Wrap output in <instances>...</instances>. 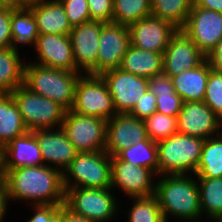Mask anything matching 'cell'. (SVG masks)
Masks as SVG:
<instances>
[{
    "mask_svg": "<svg viewBox=\"0 0 222 222\" xmlns=\"http://www.w3.org/2000/svg\"><path fill=\"white\" fill-rule=\"evenodd\" d=\"M206 57L212 69L222 73V39Z\"/></svg>",
    "mask_w": 222,
    "mask_h": 222,
    "instance_id": "cell-42",
    "label": "cell"
},
{
    "mask_svg": "<svg viewBox=\"0 0 222 222\" xmlns=\"http://www.w3.org/2000/svg\"><path fill=\"white\" fill-rule=\"evenodd\" d=\"M222 222V213L220 214V216L215 220V222Z\"/></svg>",
    "mask_w": 222,
    "mask_h": 222,
    "instance_id": "cell-47",
    "label": "cell"
},
{
    "mask_svg": "<svg viewBox=\"0 0 222 222\" xmlns=\"http://www.w3.org/2000/svg\"><path fill=\"white\" fill-rule=\"evenodd\" d=\"M203 102L222 120V73L210 70Z\"/></svg>",
    "mask_w": 222,
    "mask_h": 222,
    "instance_id": "cell-36",
    "label": "cell"
},
{
    "mask_svg": "<svg viewBox=\"0 0 222 222\" xmlns=\"http://www.w3.org/2000/svg\"><path fill=\"white\" fill-rule=\"evenodd\" d=\"M196 177H222V132L204 141Z\"/></svg>",
    "mask_w": 222,
    "mask_h": 222,
    "instance_id": "cell-29",
    "label": "cell"
},
{
    "mask_svg": "<svg viewBox=\"0 0 222 222\" xmlns=\"http://www.w3.org/2000/svg\"><path fill=\"white\" fill-rule=\"evenodd\" d=\"M151 16V0H113L112 22L129 26Z\"/></svg>",
    "mask_w": 222,
    "mask_h": 222,
    "instance_id": "cell-33",
    "label": "cell"
},
{
    "mask_svg": "<svg viewBox=\"0 0 222 222\" xmlns=\"http://www.w3.org/2000/svg\"><path fill=\"white\" fill-rule=\"evenodd\" d=\"M72 177L73 183L69 180ZM63 185L65 191L68 188H111V156L105 150L78 153L63 172Z\"/></svg>",
    "mask_w": 222,
    "mask_h": 222,
    "instance_id": "cell-5",
    "label": "cell"
},
{
    "mask_svg": "<svg viewBox=\"0 0 222 222\" xmlns=\"http://www.w3.org/2000/svg\"><path fill=\"white\" fill-rule=\"evenodd\" d=\"M194 0H151V15L182 29Z\"/></svg>",
    "mask_w": 222,
    "mask_h": 222,
    "instance_id": "cell-30",
    "label": "cell"
},
{
    "mask_svg": "<svg viewBox=\"0 0 222 222\" xmlns=\"http://www.w3.org/2000/svg\"><path fill=\"white\" fill-rule=\"evenodd\" d=\"M8 201L9 199H8L5 179H4V175L1 173L0 174V222L3 221V217L6 213V208L8 206L7 205Z\"/></svg>",
    "mask_w": 222,
    "mask_h": 222,
    "instance_id": "cell-43",
    "label": "cell"
},
{
    "mask_svg": "<svg viewBox=\"0 0 222 222\" xmlns=\"http://www.w3.org/2000/svg\"><path fill=\"white\" fill-rule=\"evenodd\" d=\"M8 199L32 200L36 205L65 204L63 172L49 165L1 170Z\"/></svg>",
    "mask_w": 222,
    "mask_h": 222,
    "instance_id": "cell-1",
    "label": "cell"
},
{
    "mask_svg": "<svg viewBox=\"0 0 222 222\" xmlns=\"http://www.w3.org/2000/svg\"><path fill=\"white\" fill-rule=\"evenodd\" d=\"M40 66L78 72L76 70L73 48L69 35H39L34 47Z\"/></svg>",
    "mask_w": 222,
    "mask_h": 222,
    "instance_id": "cell-19",
    "label": "cell"
},
{
    "mask_svg": "<svg viewBox=\"0 0 222 222\" xmlns=\"http://www.w3.org/2000/svg\"><path fill=\"white\" fill-rule=\"evenodd\" d=\"M194 4L200 8L222 13V0H194Z\"/></svg>",
    "mask_w": 222,
    "mask_h": 222,
    "instance_id": "cell-44",
    "label": "cell"
},
{
    "mask_svg": "<svg viewBox=\"0 0 222 222\" xmlns=\"http://www.w3.org/2000/svg\"><path fill=\"white\" fill-rule=\"evenodd\" d=\"M182 30L207 56L222 39V13L193 4Z\"/></svg>",
    "mask_w": 222,
    "mask_h": 222,
    "instance_id": "cell-10",
    "label": "cell"
},
{
    "mask_svg": "<svg viewBox=\"0 0 222 222\" xmlns=\"http://www.w3.org/2000/svg\"><path fill=\"white\" fill-rule=\"evenodd\" d=\"M61 128L79 153L105 150L107 134L105 119L67 110Z\"/></svg>",
    "mask_w": 222,
    "mask_h": 222,
    "instance_id": "cell-9",
    "label": "cell"
},
{
    "mask_svg": "<svg viewBox=\"0 0 222 222\" xmlns=\"http://www.w3.org/2000/svg\"><path fill=\"white\" fill-rule=\"evenodd\" d=\"M74 113L110 120L117 113L108 86L100 75L81 74L71 109Z\"/></svg>",
    "mask_w": 222,
    "mask_h": 222,
    "instance_id": "cell-8",
    "label": "cell"
},
{
    "mask_svg": "<svg viewBox=\"0 0 222 222\" xmlns=\"http://www.w3.org/2000/svg\"><path fill=\"white\" fill-rule=\"evenodd\" d=\"M79 72L54 69L26 63L23 85L30 91L49 98L66 110H71L75 100Z\"/></svg>",
    "mask_w": 222,
    "mask_h": 222,
    "instance_id": "cell-3",
    "label": "cell"
},
{
    "mask_svg": "<svg viewBox=\"0 0 222 222\" xmlns=\"http://www.w3.org/2000/svg\"><path fill=\"white\" fill-rule=\"evenodd\" d=\"M112 188H68L64 206L73 214L92 222H107L116 215L118 204Z\"/></svg>",
    "mask_w": 222,
    "mask_h": 222,
    "instance_id": "cell-7",
    "label": "cell"
},
{
    "mask_svg": "<svg viewBox=\"0 0 222 222\" xmlns=\"http://www.w3.org/2000/svg\"><path fill=\"white\" fill-rule=\"evenodd\" d=\"M34 216L28 222H62L61 205H36Z\"/></svg>",
    "mask_w": 222,
    "mask_h": 222,
    "instance_id": "cell-39",
    "label": "cell"
},
{
    "mask_svg": "<svg viewBox=\"0 0 222 222\" xmlns=\"http://www.w3.org/2000/svg\"><path fill=\"white\" fill-rule=\"evenodd\" d=\"M119 160L132 163L153 170L158 176V148L157 143L147 138L131 147L119 151L115 155Z\"/></svg>",
    "mask_w": 222,
    "mask_h": 222,
    "instance_id": "cell-32",
    "label": "cell"
},
{
    "mask_svg": "<svg viewBox=\"0 0 222 222\" xmlns=\"http://www.w3.org/2000/svg\"><path fill=\"white\" fill-rule=\"evenodd\" d=\"M11 96L28 131L54 129L56 125L61 127L67 110L57 102L30 91L24 85L12 91Z\"/></svg>",
    "mask_w": 222,
    "mask_h": 222,
    "instance_id": "cell-6",
    "label": "cell"
},
{
    "mask_svg": "<svg viewBox=\"0 0 222 222\" xmlns=\"http://www.w3.org/2000/svg\"><path fill=\"white\" fill-rule=\"evenodd\" d=\"M211 69L206 59L198 67L183 71L171 78L175 92L183 102H203Z\"/></svg>",
    "mask_w": 222,
    "mask_h": 222,
    "instance_id": "cell-23",
    "label": "cell"
},
{
    "mask_svg": "<svg viewBox=\"0 0 222 222\" xmlns=\"http://www.w3.org/2000/svg\"><path fill=\"white\" fill-rule=\"evenodd\" d=\"M65 9L71 27L90 21L87 0H59Z\"/></svg>",
    "mask_w": 222,
    "mask_h": 222,
    "instance_id": "cell-37",
    "label": "cell"
},
{
    "mask_svg": "<svg viewBox=\"0 0 222 222\" xmlns=\"http://www.w3.org/2000/svg\"><path fill=\"white\" fill-rule=\"evenodd\" d=\"M11 6L4 5L0 8V50L10 48L11 36Z\"/></svg>",
    "mask_w": 222,
    "mask_h": 222,
    "instance_id": "cell-41",
    "label": "cell"
},
{
    "mask_svg": "<svg viewBox=\"0 0 222 222\" xmlns=\"http://www.w3.org/2000/svg\"><path fill=\"white\" fill-rule=\"evenodd\" d=\"M199 180V183H198ZM201 212L215 221L222 213V177H197Z\"/></svg>",
    "mask_w": 222,
    "mask_h": 222,
    "instance_id": "cell-31",
    "label": "cell"
},
{
    "mask_svg": "<svg viewBox=\"0 0 222 222\" xmlns=\"http://www.w3.org/2000/svg\"><path fill=\"white\" fill-rule=\"evenodd\" d=\"M27 131L11 94H0V150Z\"/></svg>",
    "mask_w": 222,
    "mask_h": 222,
    "instance_id": "cell-25",
    "label": "cell"
},
{
    "mask_svg": "<svg viewBox=\"0 0 222 222\" xmlns=\"http://www.w3.org/2000/svg\"><path fill=\"white\" fill-rule=\"evenodd\" d=\"M62 222H92L81 216L73 214L65 206H62Z\"/></svg>",
    "mask_w": 222,
    "mask_h": 222,
    "instance_id": "cell-45",
    "label": "cell"
},
{
    "mask_svg": "<svg viewBox=\"0 0 222 222\" xmlns=\"http://www.w3.org/2000/svg\"><path fill=\"white\" fill-rule=\"evenodd\" d=\"M19 52L10 48L0 50V94H11L23 85L25 64Z\"/></svg>",
    "mask_w": 222,
    "mask_h": 222,
    "instance_id": "cell-27",
    "label": "cell"
},
{
    "mask_svg": "<svg viewBox=\"0 0 222 222\" xmlns=\"http://www.w3.org/2000/svg\"><path fill=\"white\" fill-rule=\"evenodd\" d=\"M131 44L127 25L104 23L100 32L97 57V75L120 67L123 56Z\"/></svg>",
    "mask_w": 222,
    "mask_h": 222,
    "instance_id": "cell-12",
    "label": "cell"
},
{
    "mask_svg": "<svg viewBox=\"0 0 222 222\" xmlns=\"http://www.w3.org/2000/svg\"><path fill=\"white\" fill-rule=\"evenodd\" d=\"M156 111V96L148 89L142 99L137 102L129 113L140 120H145Z\"/></svg>",
    "mask_w": 222,
    "mask_h": 222,
    "instance_id": "cell-40",
    "label": "cell"
},
{
    "mask_svg": "<svg viewBox=\"0 0 222 222\" xmlns=\"http://www.w3.org/2000/svg\"><path fill=\"white\" fill-rule=\"evenodd\" d=\"M187 175H162L161 180L156 181L155 196L165 222H167L168 215H175L182 221L183 219L187 220L186 222H193V220L195 222L201 217L200 195L197 181H195L196 177L191 178Z\"/></svg>",
    "mask_w": 222,
    "mask_h": 222,
    "instance_id": "cell-2",
    "label": "cell"
},
{
    "mask_svg": "<svg viewBox=\"0 0 222 222\" xmlns=\"http://www.w3.org/2000/svg\"><path fill=\"white\" fill-rule=\"evenodd\" d=\"M135 203L129 212L128 222H165L155 195L133 197Z\"/></svg>",
    "mask_w": 222,
    "mask_h": 222,
    "instance_id": "cell-34",
    "label": "cell"
},
{
    "mask_svg": "<svg viewBox=\"0 0 222 222\" xmlns=\"http://www.w3.org/2000/svg\"><path fill=\"white\" fill-rule=\"evenodd\" d=\"M36 22L39 35H69L72 27L68 22L65 9L59 0H40L29 7Z\"/></svg>",
    "mask_w": 222,
    "mask_h": 222,
    "instance_id": "cell-22",
    "label": "cell"
},
{
    "mask_svg": "<svg viewBox=\"0 0 222 222\" xmlns=\"http://www.w3.org/2000/svg\"><path fill=\"white\" fill-rule=\"evenodd\" d=\"M90 19L111 23L113 17V0H87Z\"/></svg>",
    "mask_w": 222,
    "mask_h": 222,
    "instance_id": "cell-38",
    "label": "cell"
},
{
    "mask_svg": "<svg viewBox=\"0 0 222 222\" xmlns=\"http://www.w3.org/2000/svg\"><path fill=\"white\" fill-rule=\"evenodd\" d=\"M40 0H5V4L14 8H29Z\"/></svg>",
    "mask_w": 222,
    "mask_h": 222,
    "instance_id": "cell-46",
    "label": "cell"
},
{
    "mask_svg": "<svg viewBox=\"0 0 222 222\" xmlns=\"http://www.w3.org/2000/svg\"><path fill=\"white\" fill-rule=\"evenodd\" d=\"M148 88L156 96V111L177 117L182 98L175 92L172 79L164 73L148 79Z\"/></svg>",
    "mask_w": 222,
    "mask_h": 222,
    "instance_id": "cell-26",
    "label": "cell"
},
{
    "mask_svg": "<svg viewBox=\"0 0 222 222\" xmlns=\"http://www.w3.org/2000/svg\"><path fill=\"white\" fill-rule=\"evenodd\" d=\"M119 68L127 73L150 79L163 73V53L143 50L130 44Z\"/></svg>",
    "mask_w": 222,
    "mask_h": 222,
    "instance_id": "cell-24",
    "label": "cell"
},
{
    "mask_svg": "<svg viewBox=\"0 0 222 222\" xmlns=\"http://www.w3.org/2000/svg\"><path fill=\"white\" fill-rule=\"evenodd\" d=\"M206 59L184 31L178 29L163 53V73L172 78L183 71L198 67Z\"/></svg>",
    "mask_w": 222,
    "mask_h": 222,
    "instance_id": "cell-16",
    "label": "cell"
},
{
    "mask_svg": "<svg viewBox=\"0 0 222 222\" xmlns=\"http://www.w3.org/2000/svg\"><path fill=\"white\" fill-rule=\"evenodd\" d=\"M5 5V0H0V8Z\"/></svg>",
    "mask_w": 222,
    "mask_h": 222,
    "instance_id": "cell-48",
    "label": "cell"
},
{
    "mask_svg": "<svg viewBox=\"0 0 222 222\" xmlns=\"http://www.w3.org/2000/svg\"><path fill=\"white\" fill-rule=\"evenodd\" d=\"M1 150H0V174H1Z\"/></svg>",
    "mask_w": 222,
    "mask_h": 222,
    "instance_id": "cell-49",
    "label": "cell"
},
{
    "mask_svg": "<svg viewBox=\"0 0 222 222\" xmlns=\"http://www.w3.org/2000/svg\"><path fill=\"white\" fill-rule=\"evenodd\" d=\"M131 45L156 53H164L171 37L177 32L168 21L149 16L130 24Z\"/></svg>",
    "mask_w": 222,
    "mask_h": 222,
    "instance_id": "cell-17",
    "label": "cell"
},
{
    "mask_svg": "<svg viewBox=\"0 0 222 222\" xmlns=\"http://www.w3.org/2000/svg\"><path fill=\"white\" fill-rule=\"evenodd\" d=\"M178 133L208 139L217 136L222 120L204 102H183L177 116Z\"/></svg>",
    "mask_w": 222,
    "mask_h": 222,
    "instance_id": "cell-13",
    "label": "cell"
},
{
    "mask_svg": "<svg viewBox=\"0 0 222 222\" xmlns=\"http://www.w3.org/2000/svg\"><path fill=\"white\" fill-rule=\"evenodd\" d=\"M204 141L177 133L157 142L158 176L186 174L189 171L195 175Z\"/></svg>",
    "mask_w": 222,
    "mask_h": 222,
    "instance_id": "cell-4",
    "label": "cell"
},
{
    "mask_svg": "<svg viewBox=\"0 0 222 222\" xmlns=\"http://www.w3.org/2000/svg\"><path fill=\"white\" fill-rule=\"evenodd\" d=\"M56 129H38L32 132L39 144L43 161L56 165L57 170L64 172L79 152L68 140L63 129Z\"/></svg>",
    "mask_w": 222,
    "mask_h": 222,
    "instance_id": "cell-21",
    "label": "cell"
},
{
    "mask_svg": "<svg viewBox=\"0 0 222 222\" xmlns=\"http://www.w3.org/2000/svg\"><path fill=\"white\" fill-rule=\"evenodd\" d=\"M144 123L147 137L156 143L178 133L177 117L174 116L155 111Z\"/></svg>",
    "mask_w": 222,
    "mask_h": 222,
    "instance_id": "cell-35",
    "label": "cell"
},
{
    "mask_svg": "<svg viewBox=\"0 0 222 222\" xmlns=\"http://www.w3.org/2000/svg\"><path fill=\"white\" fill-rule=\"evenodd\" d=\"M49 165L43 161L42 153L32 131L14 138L1 149V170L21 167Z\"/></svg>",
    "mask_w": 222,
    "mask_h": 222,
    "instance_id": "cell-20",
    "label": "cell"
},
{
    "mask_svg": "<svg viewBox=\"0 0 222 222\" xmlns=\"http://www.w3.org/2000/svg\"><path fill=\"white\" fill-rule=\"evenodd\" d=\"M112 96L117 114H128L139 102L148 88V79L127 73L120 68L101 75Z\"/></svg>",
    "mask_w": 222,
    "mask_h": 222,
    "instance_id": "cell-11",
    "label": "cell"
},
{
    "mask_svg": "<svg viewBox=\"0 0 222 222\" xmlns=\"http://www.w3.org/2000/svg\"><path fill=\"white\" fill-rule=\"evenodd\" d=\"M154 175L157 174L151 169L111 157V188L117 186L132 198L155 195Z\"/></svg>",
    "mask_w": 222,
    "mask_h": 222,
    "instance_id": "cell-14",
    "label": "cell"
},
{
    "mask_svg": "<svg viewBox=\"0 0 222 222\" xmlns=\"http://www.w3.org/2000/svg\"><path fill=\"white\" fill-rule=\"evenodd\" d=\"M100 21L90 20L72 27L69 34L76 70L85 74L97 75V57L102 25Z\"/></svg>",
    "mask_w": 222,
    "mask_h": 222,
    "instance_id": "cell-15",
    "label": "cell"
},
{
    "mask_svg": "<svg viewBox=\"0 0 222 222\" xmlns=\"http://www.w3.org/2000/svg\"><path fill=\"white\" fill-rule=\"evenodd\" d=\"M10 28L12 36L10 47L13 50L18 51V43L35 46L39 33L36 19L29 8L11 7Z\"/></svg>",
    "mask_w": 222,
    "mask_h": 222,
    "instance_id": "cell-28",
    "label": "cell"
},
{
    "mask_svg": "<svg viewBox=\"0 0 222 222\" xmlns=\"http://www.w3.org/2000/svg\"><path fill=\"white\" fill-rule=\"evenodd\" d=\"M144 120L128 114H116L107 121L105 151L112 157L119 151L147 139Z\"/></svg>",
    "mask_w": 222,
    "mask_h": 222,
    "instance_id": "cell-18",
    "label": "cell"
}]
</instances>
